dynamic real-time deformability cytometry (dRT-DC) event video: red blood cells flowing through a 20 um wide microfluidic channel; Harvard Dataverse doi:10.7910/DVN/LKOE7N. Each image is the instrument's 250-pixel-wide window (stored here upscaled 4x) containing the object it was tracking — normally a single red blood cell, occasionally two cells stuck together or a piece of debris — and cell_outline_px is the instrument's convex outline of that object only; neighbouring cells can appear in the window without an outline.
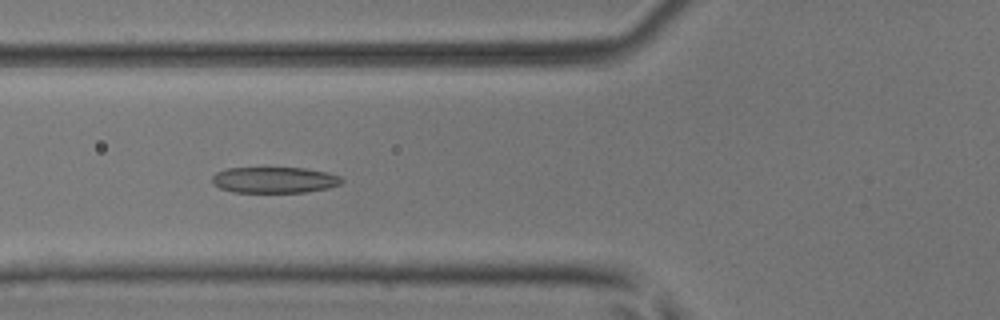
{"species": "common noctule bat (a hibernating species)", "species_latin": "Nyctalus noctula", "temperature_condition": "room temperature", "stored_images_in_passage": 6, "camera_frame_rate_fps": 3000, "um_per_image_px": 0.085, "animal": {"sex": "male", "body_mass_g": 17.9, "forearm_length_mm": 54.2}, "frame": {"image": 1, "passage_image": 4, "time_ms": 1.0, "image_size_px": [1000, 320], "cell_outline_px": [[344, 180], [340, 184], [328, 188], [304, 192], [232, 192], [220, 188], [212, 184], [212, 176], [216, 172], [228, 168], [304, 168], [328, 172], [340, 176]], "centroid_in_image_um": [23.32, 15.29], "position_along_channel_um": 102.5, "area_um2": 19.71}}
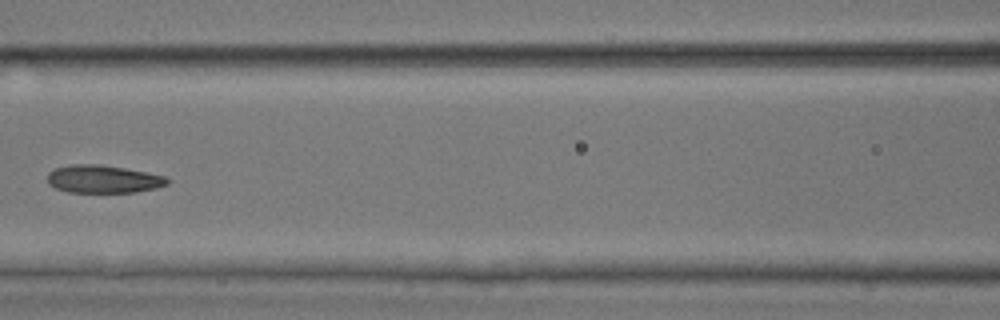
{"frame": {"image": 2, "passage_image": 5, "time_ms": 1.333, "image_size_px": [1000, 320], "cell_outline_px": [[168, 184], [156, 188], [136, 192], [68, 192], [56, 188], [48, 184], [48, 172], [56, 168], [72, 164], [96, 164], [124, 168], [164, 176], [168, 180]], "centroid_in_image_um": [8.74, 15.23], "position_along_channel_um": 157.9, "area_um2": 19.25}}
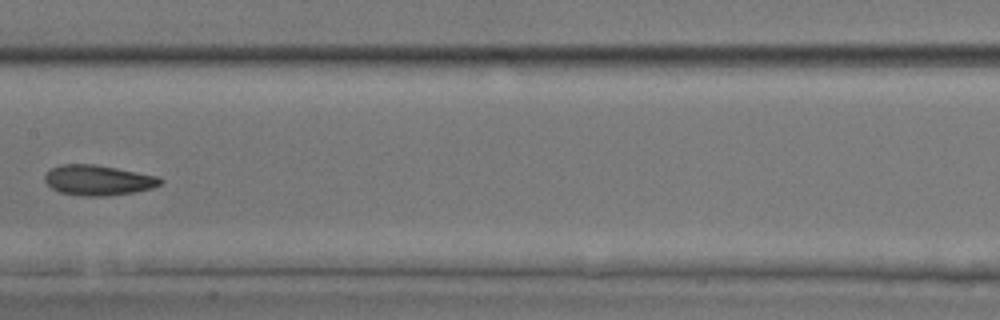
{"frame": {"image": 3, "passage_image": 6, "time_ms": 1.667, "image_size_px": [1000, 320], "cell_outline_px": [[164, 180], [160, 184], [152, 188], [132, 192], [108, 196], [84, 196], [60, 192], [52, 188], [44, 180], [44, 176], [52, 168], [64, 164], [92, 164], [116, 168], [156, 176]], "centroid_in_image_um": [8.33, 15.32], "position_along_channel_um": 199.1, "area_um2": 20.06}}